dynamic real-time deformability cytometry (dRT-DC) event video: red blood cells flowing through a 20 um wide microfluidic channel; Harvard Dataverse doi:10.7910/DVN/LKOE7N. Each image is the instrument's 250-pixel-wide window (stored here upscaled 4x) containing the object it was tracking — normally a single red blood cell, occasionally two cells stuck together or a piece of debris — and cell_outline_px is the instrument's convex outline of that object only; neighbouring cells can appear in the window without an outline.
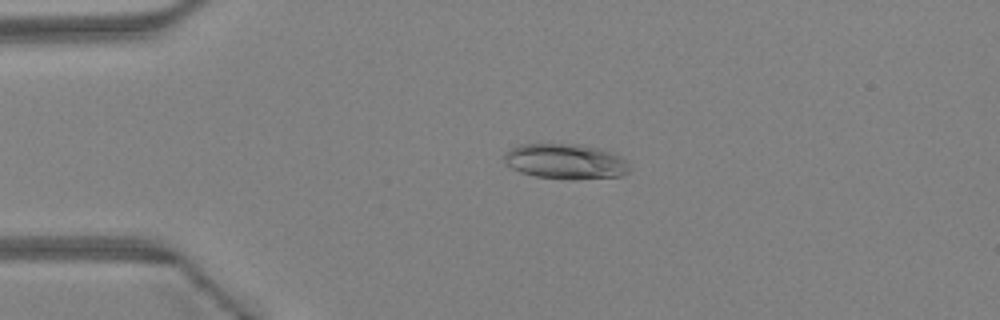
{"species": "Egyptian fruit bat (a non-hibernating species)", "species_latin": "Rousettus aegyptiacus", "temperature_condition": "warm", "stored_images_in_passage": 45, "camera_frame_rate_fps": 3000, "um_per_image_px": 0.085, "animal": {"sex": "female"}, "frame": {"image": 1, "passage_image": 11, "time_ms": 3.333, "image_size_px": [1000, 320], "cell_outline_px": [[632, 168], [628, 172], [620, 176], [576, 180], [572, 180], [536, 176], [520, 172], [504, 164], [504, 156], [512, 148], [520, 144], [580, 144], [612, 152], [620, 156]], "centroid_in_image_um": [48.08, 13.73], "position_along_channel_um": 36.9, "area_um2": 25.78}}
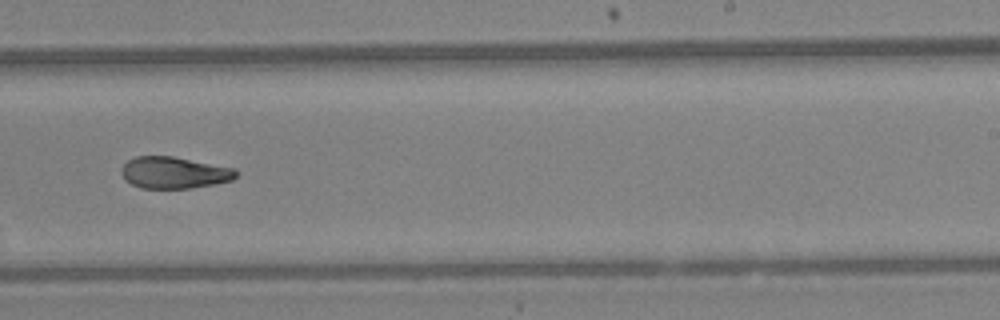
{"frame": {"image": 2, "passage_image": 29, "time_ms": 9.333, "image_size_px": [1000, 320], "cell_outline_px": [[236, 176], [232, 180], [212, 184], [188, 188], [140, 188], [124, 180], [120, 172], [120, 168], [128, 160], [136, 156], [172, 156], [236, 168]], "centroid_in_image_um": [14.76, 14.67], "position_along_channel_um": 274.2, "area_um2": 21.15}}
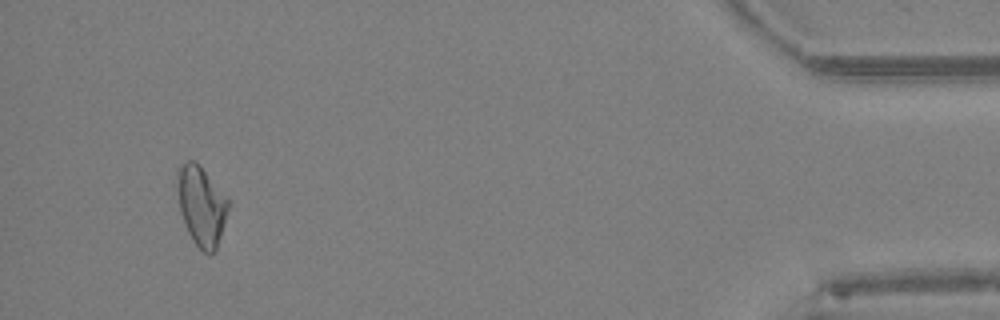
{"frame": {"image": 3, "passage_image": 43, "time_ms": 14.0, "image_size_px": [1000, 320], "cell_outline_px": [[228, 208], [224, 224], [216, 248], [208, 256], [192, 240], [188, 232], [180, 212], [176, 188], [176, 168], [188, 160], [196, 160], [200, 164], [228, 200]], "centroid_in_image_um": [17.07, 17.44], "position_along_channel_um": 418.1, "area_um2": 23.58}, "authors_computed_cell_mechanics": {"area_um2": 22.7154, "velocity_mm_per_s": 4.5837, "shape_relaxation_time_tau1_ms": null, "shape_relaxation_time_tau2_ms": 3.1123, "deformation_change_tau1": null, "deformation_change_tau2": 0.0808}}